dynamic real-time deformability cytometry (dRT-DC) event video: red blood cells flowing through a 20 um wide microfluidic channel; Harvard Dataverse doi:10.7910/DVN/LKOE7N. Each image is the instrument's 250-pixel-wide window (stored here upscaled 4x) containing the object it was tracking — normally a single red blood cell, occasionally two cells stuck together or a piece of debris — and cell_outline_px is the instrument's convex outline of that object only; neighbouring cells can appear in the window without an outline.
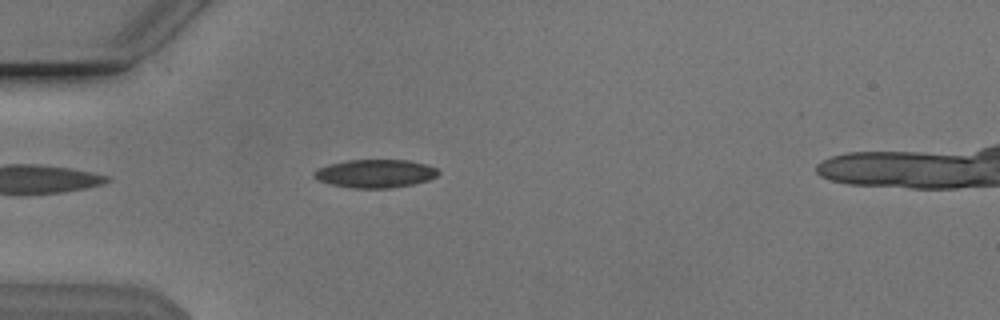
{"species": "Egyptian fruit bat (a non-hibernating species)", "species_latin": "Rousettus aegyptiacus", "temperature_condition": "cold", "stored_images_in_passage": 42, "segment_of_instrument_passage": [1, 2], "camera_frame_rate_fps": 3000, "um_per_image_px": 0.085, "animal": {"sex": "male"}, "frame": {"image": 1, "passage_image": 3, "time_ms": 0.667, "image_size_px": [1000, 320], "cell_outline_px": [[440, 172], [436, 176], [428, 180], [412, 184], [388, 188], [352, 188], [332, 184], [320, 180], [312, 176], [312, 172], [328, 164], [348, 160], [408, 160], [424, 164], [436, 168]], "centroid_in_image_um": [31.89, 14.75], "position_along_channel_um": 53.1, "area_um2": 20.23}}
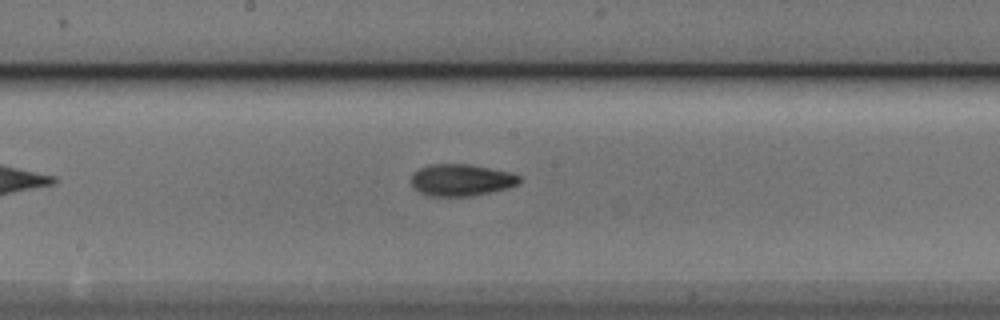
{"frame": {"image": 2, "passage_image": 16, "time_ms": 5.0, "image_size_px": [1000, 320], "cell_outline_px": [[520, 180], [516, 184], [508, 188], [472, 196], [428, 196], [420, 192], [412, 184], [412, 176], [420, 168], [428, 164], [468, 164], [512, 172], [520, 176]], "centroid_in_image_um": [39.22, 15.3], "position_along_channel_um": 209.0, "area_um2": 19.94}}
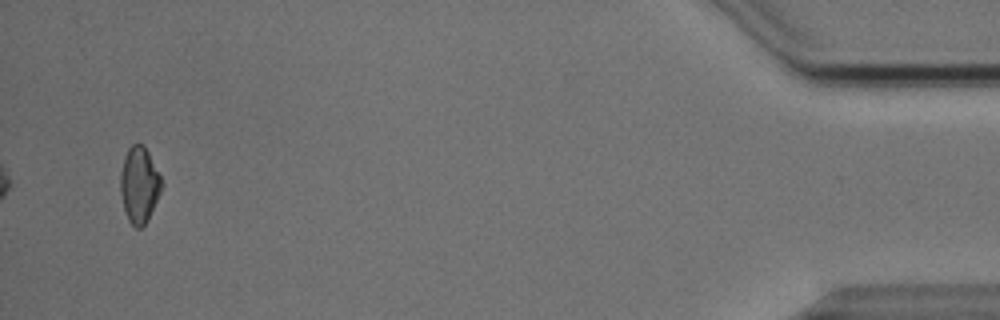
{"frame": {"image": 3, "passage_image": 39, "time_ms": 12.667, "image_size_px": [1000, 320], "cell_outline_px": [[164, 184], [148, 220], [140, 228], [136, 228], [128, 220], [124, 208], [120, 192], [120, 172], [124, 156], [128, 148], [132, 144], [144, 144]], "centroid_in_image_um": [11.83, 15.7], "position_along_channel_um": 423.4, "area_um2": 18.26}}